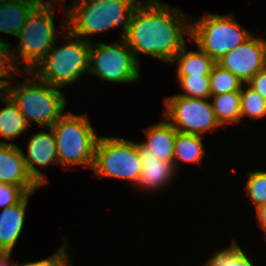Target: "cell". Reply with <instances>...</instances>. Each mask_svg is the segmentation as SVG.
<instances>
[{
  "mask_svg": "<svg viewBox=\"0 0 266 266\" xmlns=\"http://www.w3.org/2000/svg\"><path fill=\"white\" fill-rule=\"evenodd\" d=\"M143 1L136 6L123 39L137 60L144 53L170 63L185 45L183 36L190 35V22L185 13L161 0Z\"/></svg>",
  "mask_w": 266,
  "mask_h": 266,
  "instance_id": "6da1fadb",
  "label": "cell"
},
{
  "mask_svg": "<svg viewBox=\"0 0 266 266\" xmlns=\"http://www.w3.org/2000/svg\"><path fill=\"white\" fill-rule=\"evenodd\" d=\"M140 2L141 0H77L66 9V30L91 43L88 35L113 30L121 25L123 38Z\"/></svg>",
  "mask_w": 266,
  "mask_h": 266,
  "instance_id": "7a4b0ae2",
  "label": "cell"
},
{
  "mask_svg": "<svg viewBox=\"0 0 266 266\" xmlns=\"http://www.w3.org/2000/svg\"><path fill=\"white\" fill-rule=\"evenodd\" d=\"M24 73L30 78L15 86L14 83H9L6 94L17 105L29 125L31 121H35L39 126L50 128L64 114V93L43 82L31 71Z\"/></svg>",
  "mask_w": 266,
  "mask_h": 266,
  "instance_id": "3957f363",
  "label": "cell"
},
{
  "mask_svg": "<svg viewBox=\"0 0 266 266\" xmlns=\"http://www.w3.org/2000/svg\"><path fill=\"white\" fill-rule=\"evenodd\" d=\"M64 14V25L62 23L60 25L62 31L60 34L66 32L63 36L70 40L60 47H55L57 44L55 42L46 57L32 71L40 80L59 89L76 82L82 73L89 72L91 46V43L66 30V11Z\"/></svg>",
  "mask_w": 266,
  "mask_h": 266,
  "instance_id": "277c9868",
  "label": "cell"
},
{
  "mask_svg": "<svg viewBox=\"0 0 266 266\" xmlns=\"http://www.w3.org/2000/svg\"><path fill=\"white\" fill-rule=\"evenodd\" d=\"M55 5V3H39L31 11L25 25L16 35L20 40L17 48L19 54L17 53L16 57V53L11 50L9 54L11 63L17 72L20 70L18 69L19 63L25 68L23 72H32L58 41L52 8Z\"/></svg>",
  "mask_w": 266,
  "mask_h": 266,
  "instance_id": "5b68a950",
  "label": "cell"
},
{
  "mask_svg": "<svg viewBox=\"0 0 266 266\" xmlns=\"http://www.w3.org/2000/svg\"><path fill=\"white\" fill-rule=\"evenodd\" d=\"M55 135L58 164L93 168L99 136L86 114L64 113L51 127Z\"/></svg>",
  "mask_w": 266,
  "mask_h": 266,
  "instance_id": "8992f818",
  "label": "cell"
},
{
  "mask_svg": "<svg viewBox=\"0 0 266 266\" xmlns=\"http://www.w3.org/2000/svg\"><path fill=\"white\" fill-rule=\"evenodd\" d=\"M234 14L207 13L190 22V37L198 48L216 62L225 54L247 41L253 34L241 26Z\"/></svg>",
  "mask_w": 266,
  "mask_h": 266,
  "instance_id": "52a82bcc",
  "label": "cell"
},
{
  "mask_svg": "<svg viewBox=\"0 0 266 266\" xmlns=\"http://www.w3.org/2000/svg\"><path fill=\"white\" fill-rule=\"evenodd\" d=\"M92 169L98 177L125 179L136 185L142 170L137 144L120 137L99 136Z\"/></svg>",
  "mask_w": 266,
  "mask_h": 266,
  "instance_id": "ba28073f",
  "label": "cell"
},
{
  "mask_svg": "<svg viewBox=\"0 0 266 266\" xmlns=\"http://www.w3.org/2000/svg\"><path fill=\"white\" fill-rule=\"evenodd\" d=\"M140 64L121 38L112 44L91 42L89 50V72L103 81L131 83L140 78Z\"/></svg>",
  "mask_w": 266,
  "mask_h": 266,
  "instance_id": "9c48e42d",
  "label": "cell"
},
{
  "mask_svg": "<svg viewBox=\"0 0 266 266\" xmlns=\"http://www.w3.org/2000/svg\"><path fill=\"white\" fill-rule=\"evenodd\" d=\"M163 117L181 133L200 135L221 126L208 99L189 98L181 95L166 97Z\"/></svg>",
  "mask_w": 266,
  "mask_h": 266,
  "instance_id": "30bf717a",
  "label": "cell"
},
{
  "mask_svg": "<svg viewBox=\"0 0 266 266\" xmlns=\"http://www.w3.org/2000/svg\"><path fill=\"white\" fill-rule=\"evenodd\" d=\"M216 63L234 74L242 83H247L266 67V40L252 35Z\"/></svg>",
  "mask_w": 266,
  "mask_h": 266,
  "instance_id": "8fae6325",
  "label": "cell"
},
{
  "mask_svg": "<svg viewBox=\"0 0 266 266\" xmlns=\"http://www.w3.org/2000/svg\"><path fill=\"white\" fill-rule=\"evenodd\" d=\"M0 183L20 187L27 194L41 187L30 175L22 149L14 143L0 141Z\"/></svg>",
  "mask_w": 266,
  "mask_h": 266,
  "instance_id": "7c38bea8",
  "label": "cell"
},
{
  "mask_svg": "<svg viewBox=\"0 0 266 266\" xmlns=\"http://www.w3.org/2000/svg\"><path fill=\"white\" fill-rule=\"evenodd\" d=\"M48 129L50 132L41 131L32 134L27 144V155L23 153L30 175L40 186H44L47 179L35 165L46 167L49 164L58 163L55 135L51 127Z\"/></svg>",
  "mask_w": 266,
  "mask_h": 266,
  "instance_id": "4fadbf2b",
  "label": "cell"
},
{
  "mask_svg": "<svg viewBox=\"0 0 266 266\" xmlns=\"http://www.w3.org/2000/svg\"><path fill=\"white\" fill-rule=\"evenodd\" d=\"M141 160L142 170L136 186L143 190L160 189L172 181L175 176L173 162L156 158L153 152L142 143H136Z\"/></svg>",
  "mask_w": 266,
  "mask_h": 266,
  "instance_id": "5bb4252c",
  "label": "cell"
},
{
  "mask_svg": "<svg viewBox=\"0 0 266 266\" xmlns=\"http://www.w3.org/2000/svg\"><path fill=\"white\" fill-rule=\"evenodd\" d=\"M32 193L18 203L3 208L0 214V253L11 254L23 230L25 212Z\"/></svg>",
  "mask_w": 266,
  "mask_h": 266,
  "instance_id": "9a60e30c",
  "label": "cell"
},
{
  "mask_svg": "<svg viewBox=\"0 0 266 266\" xmlns=\"http://www.w3.org/2000/svg\"><path fill=\"white\" fill-rule=\"evenodd\" d=\"M39 3H52V0H14L0 5V32L16 35L25 25L31 11Z\"/></svg>",
  "mask_w": 266,
  "mask_h": 266,
  "instance_id": "2e32d148",
  "label": "cell"
},
{
  "mask_svg": "<svg viewBox=\"0 0 266 266\" xmlns=\"http://www.w3.org/2000/svg\"><path fill=\"white\" fill-rule=\"evenodd\" d=\"M147 140L142 144L150 149L156 158L173 162L174 145L177 131L167 121H161L157 124L144 129Z\"/></svg>",
  "mask_w": 266,
  "mask_h": 266,
  "instance_id": "e0dca14e",
  "label": "cell"
},
{
  "mask_svg": "<svg viewBox=\"0 0 266 266\" xmlns=\"http://www.w3.org/2000/svg\"><path fill=\"white\" fill-rule=\"evenodd\" d=\"M186 45L170 62L177 65V76H209L216 61L199 48L188 51Z\"/></svg>",
  "mask_w": 266,
  "mask_h": 266,
  "instance_id": "ac0fdd59",
  "label": "cell"
},
{
  "mask_svg": "<svg viewBox=\"0 0 266 266\" xmlns=\"http://www.w3.org/2000/svg\"><path fill=\"white\" fill-rule=\"evenodd\" d=\"M1 100L6 106L0 109V137L13 140L25 133L30 125L7 94Z\"/></svg>",
  "mask_w": 266,
  "mask_h": 266,
  "instance_id": "d6986e66",
  "label": "cell"
},
{
  "mask_svg": "<svg viewBox=\"0 0 266 266\" xmlns=\"http://www.w3.org/2000/svg\"><path fill=\"white\" fill-rule=\"evenodd\" d=\"M205 153L202 136L177 131L173 155L175 169L178 168L176 167L179 164L178 160L200 164Z\"/></svg>",
  "mask_w": 266,
  "mask_h": 266,
  "instance_id": "ffe728a7",
  "label": "cell"
},
{
  "mask_svg": "<svg viewBox=\"0 0 266 266\" xmlns=\"http://www.w3.org/2000/svg\"><path fill=\"white\" fill-rule=\"evenodd\" d=\"M212 107L217 122L225 124H238L241 121V96L240 92H229L224 94L211 95Z\"/></svg>",
  "mask_w": 266,
  "mask_h": 266,
  "instance_id": "44dd1931",
  "label": "cell"
},
{
  "mask_svg": "<svg viewBox=\"0 0 266 266\" xmlns=\"http://www.w3.org/2000/svg\"><path fill=\"white\" fill-rule=\"evenodd\" d=\"M211 95L240 92L243 83L230 71L217 63L209 75Z\"/></svg>",
  "mask_w": 266,
  "mask_h": 266,
  "instance_id": "7402d4cb",
  "label": "cell"
},
{
  "mask_svg": "<svg viewBox=\"0 0 266 266\" xmlns=\"http://www.w3.org/2000/svg\"><path fill=\"white\" fill-rule=\"evenodd\" d=\"M236 243L233 240L229 247L215 252L204 266H254L249 256Z\"/></svg>",
  "mask_w": 266,
  "mask_h": 266,
  "instance_id": "603a6c76",
  "label": "cell"
},
{
  "mask_svg": "<svg viewBox=\"0 0 266 266\" xmlns=\"http://www.w3.org/2000/svg\"><path fill=\"white\" fill-rule=\"evenodd\" d=\"M246 86V89L243 87ZM241 118L249 116L258 119L266 116V100L247 83H243L241 90Z\"/></svg>",
  "mask_w": 266,
  "mask_h": 266,
  "instance_id": "cb8c5ba5",
  "label": "cell"
},
{
  "mask_svg": "<svg viewBox=\"0 0 266 266\" xmlns=\"http://www.w3.org/2000/svg\"><path fill=\"white\" fill-rule=\"evenodd\" d=\"M179 84L184 93L177 94L189 98L210 99L209 76H178Z\"/></svg>",
  "mask_w": 266,
  "mask_h": 266,
  "instance_id": "d4e9b609",
  "label": "cell"
},
{
  "mask_svg": "<svg viewBox=\"0 0 266 266\" xmlns=\"http://www.w3.org/2000/svg\"><path fill=\"white\" fill-rule=\"evenodd\" d=\"M245 191L256 209L266 204V171L248 172Z\"/></svg>",
  "mask_w": 266,
  "mask_h": 266,
  "instance_id": "484cf974",
  "label": "cell"
},
{
  "mask_svg": "<svg viewBox=\"0 0 266 266\" xmlns=\"http://www.w3.org/2000/svg\"><path fill=\"white\" fill-rule=\"evenodd\" d=\"M64 238V244L61 246L58 251H56L49 258H45L39 261L34 262H26V263H18V266H71L72 262L67 258L69 255L67 254V245L68 242Z\"/></svg>",
  "mask_w": 266,
  "mask_h": 266,
  "instance_id": "4316f807",
  "label": "cell"
},
{
  "mask_svg": "<svg viewBox=\"0 0 266 266\" xmlns=\"http://www.w3.org/2000/svg\"><path fill=\"white\" fill-rule=\"evenodd\" d=\"M27 193L20 187L0 183V208L18 203Z\"/></svg>",
  "mask_w": 266,
  "mask_h": 266,
  "instance_id": "83f0119b",
  "label": "cell"
},
{
  "mask_svg": "<svg viewBox=\"0 0 266 266\" xmlns=\"http://www.w3.org/2000/svg\"><path fill=\"white\" fill-rule=\"evenodd\" d=\"M11 47L9 45H5L0 43V81L7 86L9 81L7 78H12L13 75L20 74L17 72L10 60L9 50ZM12 75V76H11ZM6 78V80H4Z\"/></svg>",
  "mask_w": 266,
  "mask_h": 266,
  "instance_id": "f1b7e54d",
  "label": "cell"
},
{
  "mask_svg": "<svg viewBox=\"0 0 266 266\" xmlns=\"http://www.w3.org/2000/svg\"><path fill=\"white\" fill-rule=\"evenodd\" d=\"M247 84L266 100V67L254 75Z\"/></svg>",
  "mask_w": 266,
  "mask_h": 266,
  "instance_id": "f546056e",
  "label": "cell"
},
{
  "mask_svg": "<svg viewBox=\"0 0 266 266\" xmlns=\"http://www.w3.org/2000/svg\"><path fill=\"white\" fill-rule=\"evenodd\" d=\"M256 215L258 218V224L266 233V204L256 209Z\"/></svg>",
  "mask_w": 266,
  "mask_h": 266,
  "instance_id": "4dcf8cb0",
  "label": "cell"
},
{
  "mask_svg": "<svg viewBox=\"0 0 266 266\" xmlns=\"http://www.w3.org/2000/svg\"><path fill=\"white\" fill-rule=\"evenodd\" d=\"M11 254L0 253V266H18V263H12L9 265V258Z\"/></svg>",
  "mask_w": 266,
  "mask_h": 266,
  "instance_id": "1f68e13d",
  "label": "cell"
},
{
  "mask_svg": "<svg viewBox=\"0 0 266 266\" xmlns=\"http://www.w3.org/2000/svg\"><path fill=\"white\" fill-rule=\"evenodd\" d=\"M4 90V91H3ZM6 94V86L0 81V99Z\"/></svg>",
  "mask_w": 266,
  "mask_h": 266,
  "instance_id": "d6a6232c",
  "label": "cell"
},
{
  "mask_svg": "<svg viewBox=\"0 0 266 266\" xmlns=\"http://www.w3.org/2000/svg\"><path fill=\"white\" fill-rule=\"evenodd\" d=\"M14 0H0V5L1 4H5V3H9V2H12Z\"/></svg>",
  "mask_w": 266,
  "mask_h": 266,
  "instance_id": "836d02e7",
  "label": "cell"
}]
</instances>
